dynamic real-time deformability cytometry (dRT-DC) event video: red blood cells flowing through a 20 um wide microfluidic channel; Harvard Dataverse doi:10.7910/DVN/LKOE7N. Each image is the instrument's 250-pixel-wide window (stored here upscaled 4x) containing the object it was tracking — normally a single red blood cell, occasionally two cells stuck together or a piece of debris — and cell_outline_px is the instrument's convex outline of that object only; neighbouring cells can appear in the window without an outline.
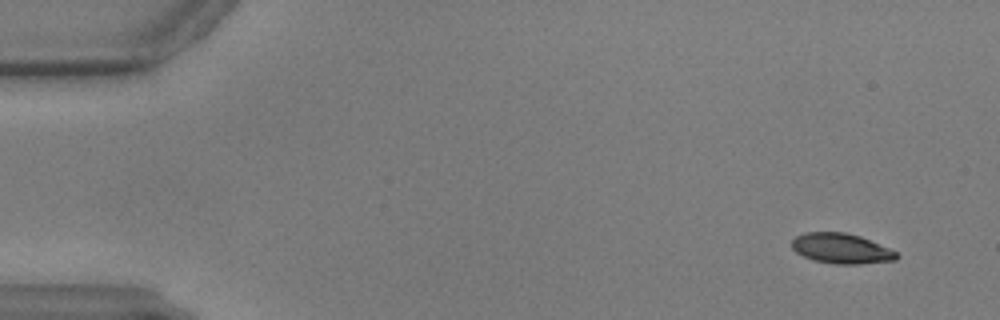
{"species": "common noctule bat (a hibernating species)", "species_latin": "Nyctalus noctula", "temperature_condition": "warm", "stored_images_in_passage": 59, "camera_frame_rate_fps": 3000, "um_per_image_px": 0.085, "animal": {"sex": "male", "body_mass_g": 17.9, "forearm_length_mm": 54.2}, "frame": {"image": 1, "passage_image": 4, "time_ms": 1.0, "image_size_px": [1000, 320], "cell_outline_px": [[900, 256], [896, 260], [856, 264], [836, 264], [812, 260], [796, 252], [792, 248], [792, 240], [796, 236], [804, 232], [844, 232], [860, 236], [888, 248], [896, 252]], "centroid_in_image_um": [71.49, 21.12], "position_along_channel_um": 13.5, "area_um2": 18.32}}
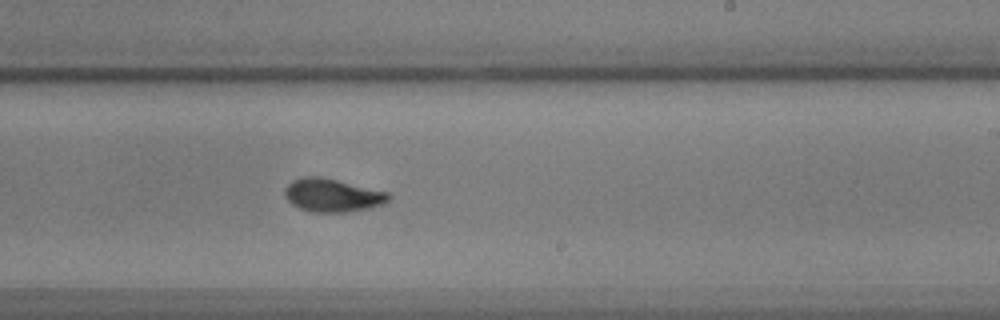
{"frame": {"image": 2, "passage_image": 36, "time_ms": 11.667, "image_size_px": [1000, 320], "cell_outline_px": [[392, 196], [384, 204], [368, 208], [344, 212], [312, 212], [300, 208], [292, 204], [284, 196], [284, 188], [292, 180], [304, 176], [320, 176], [388, 192]], "centroid_in_image_um": [28.23, 16.59], "position_along_channel_um": 260.8, "area_um2": 20.06}}
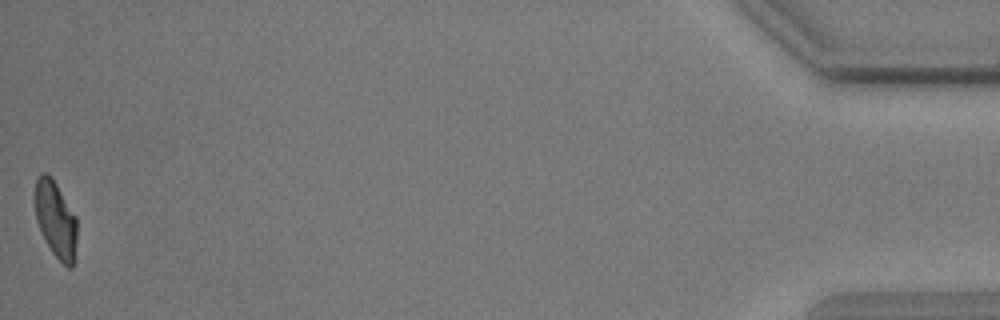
{"frame": {"image": 3, "passage_image": 59, "time_ms": 19.333, "image_size_px": [1000, 320], "cell_outline_px": [[76, 240], [72, 268], [68, 268], [52, 252], [36, 220], [36, 180], [40, 172], [48, 172], [52, 176], [76, 216]], "centroid_in_image_um": [4.74, 18.6], "position_along_channel_um": 430.5, "area_um2": 18.38}}